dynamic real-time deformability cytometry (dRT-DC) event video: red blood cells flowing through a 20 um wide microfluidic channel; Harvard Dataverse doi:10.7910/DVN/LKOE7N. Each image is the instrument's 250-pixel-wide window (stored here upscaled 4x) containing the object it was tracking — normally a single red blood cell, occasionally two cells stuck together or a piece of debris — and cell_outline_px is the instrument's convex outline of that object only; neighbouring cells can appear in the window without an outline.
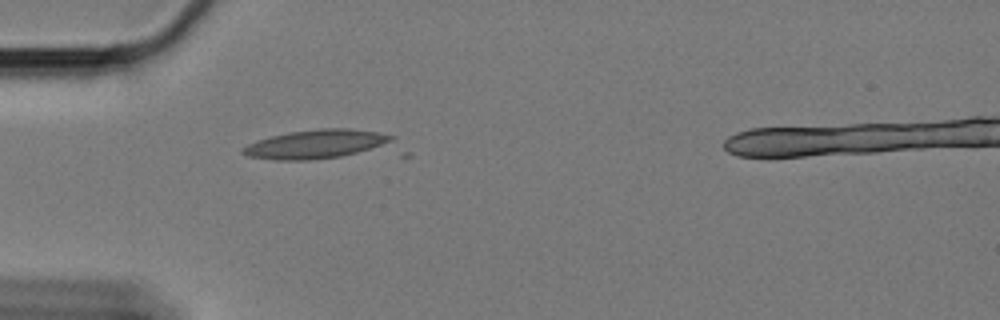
{"species": "Egyptian fruit bat (a non-hibernating species)", "species_latin": "Rousettus aegyptiacus", "temperature_condition": "cold", "stored_images_in_passage": 11, "camera_frame_rate_fps": 3000, "um_per_image_px": 0.085, "animal": {"sex": "female"}, "frame": {"image": 1, "passage_image": 1, "time_ms": 0.0, "image_size_px": [1000, 320], "cell_outline_px": [[412, 156], [308, 160], [276, 160], [248, 156], [240, 152], [240, 148], [256, 140], [288, 132], [320, 128], [348, 128], [376, 132], [396, 136], [412, 152]], "centroid_in_image_um": [27.78, 12.36], "position_along_channel_um": 57.2, "area_um2": 30.23}}
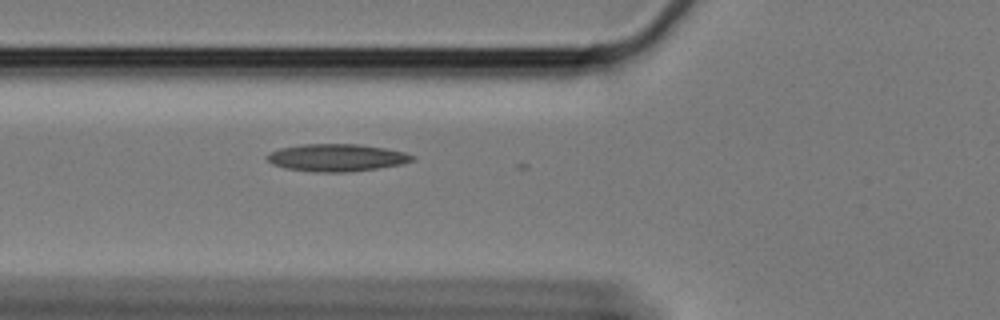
{"frame": {"image": 2, "passage_image": 5, "time_ms": 1.333, "image_size_px": [1000, 320], "cell_outline_px": [[416, 160], [404, 164], [376, 168], [344, 172], [316, 172], [288, 168], [272, 164], [264, 156], [268, 152], [280, 148], [300, 144], [360, 144], [384, 148], [404, 152], [416, 156]], "centroid_in_image_um": [28.62, 13.39], "position_along_channel_um": 97.2, "area_um2": 23.24}}
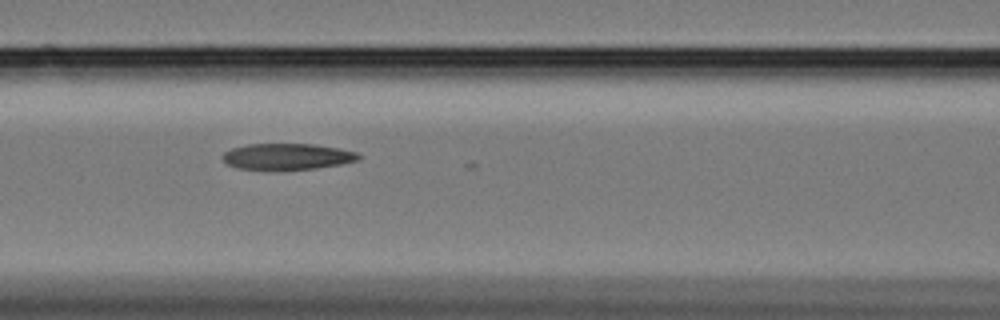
{"frame": {"image": 3, "passage_image": 9, "time_ms": 2.667, "image_size_px": [1000, 320], "cell_outline_px": [[364, 156], [360, 160], [340, 164], [316, 168], [280, 172], [236, 168], [228, 164], [220, 156], [224, 152], [232, 148], [248, 144], [316, 144], [340, 148], [356, 152]], "centroid_in_image_um": [24.42, 13.33], "position_along_channel_um": 142.2, "area_um2": 21.56}}